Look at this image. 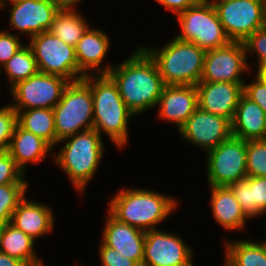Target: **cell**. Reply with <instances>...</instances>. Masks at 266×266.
I'll return each mask as SVG.
<instances>
[{
  "label": "cell",
  "mask_w": 266,
  "mask_h": 266,
  "mask_svg": "<svg viewBox=\"0 0 266 266\" xmlns=\"http://www.w3.org/2000/svg\"><path fill=\"white\" fill-rule=\"evenodd\" d=\"M108 75L135 117L157 106L165 86L156 63L141 46L135 48L129 58L113 66Z\"/></svg>",
  "instance_id": "obj_1"
},
{
  "label": "cell",
  "mask_w": 266,
  "mask_h": 266,
  "mask_svg": "<svg viewBox=\"0 0 266 266\" xmlns=\"http://www.w3.org/2000/svg\"><path fill=\"white\" fill-rule=\"evenodd\" d=\"M83 80L93 95V128L121 149L129 141L128 124L134 118L108 74L87 75ZM103 132V133H102Z\"/></svg>",
  "instance_id": "obj_2"
},
{
  "label": "cell",
  "mask_w": 266,
  "mask_h": 266,
  "mask_svg": "<svg viewBox=\"0 0 266 266\" xmlns=\"http://www.w3.org/2000/svg\"><path fill=\"white\" fill-rule=\"evenodd\" d=\"M177 200L167 194L142 188L120 190L109 202L107 211L118 221L144 232L155 230L176 210Z\"/></svg>",
  "instance_id": "obj_3"
},
{
  "label": "cell",
  "mask_w": 266,
  "mask_h": 266,
  "mask_svg": "<svg viewBox=\"0 0 266 266\" xmlns=\"http://www.w3.org/2000/svg\"><path fill=\"white\" fill-rule=\"evenodd\" d=\"M64 141L66 144L56 155L53 154L56 166L61 167L75 190L82 194L103 158L102 136L93 128L67 137L58 144Z\"/></svg>",
  "instance_id": "obj_4"
},
{
  "label": "cell",
  "mask_w": 266,
  "mask_h": 266,
  "mask_svg": "<svg viewBox=\"0 0 266 266\" xmlns=\"http://www.w3.org/2000/svg\"><path fill=\"white\" fill-rule=\"evenodd\" d=\"M141 47L154 60L164 85H197L200 82L206 50L176 37L161 48Z\"/></svg>",
  "instance_id": "obj_5"
},
{
  "label": "cell",
  "mask_w": 266,
  "mask_h": 266,
  "mask_svg": "<svg viewBox=\"0 0 266 266\" xmlns=\"http://www.w3.org/2000/svg\"><path fill=\"white\" fill-rule=\"evenodd\" d=\"M57 144L82 131L93 129V95L83 80L69 82L53 108Z\"/></svg>",
  "instance_id": "obj_6"
},
{
  "label": "cell",
  "mask_w": 266,
  "mask_h": 266,
  "mask_svg": "<svg viewBox=\"0 0 266 266\" xmlns=\"http://www.w3.org/2000/svg\"><path fill=\"white\" fill-rule=\"evenodd\" d=\"M176 17L181 31L175 37L182 41L192 42L206 51L231 42L212 2L199 0Z\"/></svg>",
  "instance_id": "obj_7"
},
{
  "label": "cell",
  "mask_w": 266,
  "mask_h": 266,
  "mask_svg": "<svg viewBox=\"0 0 266 266\" xmlns=\"http://www.w3.org/2000/svg\"><path fill=\"white\" fill-rule=\"evenodd\" d=\"M28 45L40 72L58 75L70 82L83 79L79 74L74 47L64 43L50 31L36 34L30 39Z\"/></svg>",
  "instance_id": "obj_8"
},
{
  "label": "cell",
  "mask_w": 266,
  "mask_h": 266,
  "mask_svg": "<svg viewBox=\"0 0 266 266\" xmlns=\"http://www.w3.org/2000/svg\"><path fill=\"white\" fill-rule=\"evenodd\" d=\"M207 154L209 186H226L247 177L246 141L231 135Z\"/></svg>",
  "instance_id": "obj_9"
},
{
  "label": "cell",
  "mask_w": 266,
  "mask_h": 266,
  "mask_svg": "<svg viewBox=\"0 0 266 266\" xmlns=\"http://www.w3.org/2000/svg\"><path fill=\"white\" fill-rule=\"evenodd\" d=\"M64 77L38 71L11 88L12 107L18 112L36 108L53 109L69 84Z\"/></svg>",
  "instance_id": "obj_10"
},
{
  "label": "cell",
  "mask_w": 266,
  "mask_h": 266,
  "mask_svg": "<svg viewBox=\"0 0 266 266\" xmlns=\"http://www.w3.org/2000/svg\"><path fill=\"white\" fill-rule=\"evenodd\" d=\"M266 0H215L212 2L219 21L232 42H243L263 28Z\"/></svg>",
  "instance_id": "obj_11"
},
{
  "label": "cell",
  "mask_w": 266,
  "mask_h": 266,
  "mask_svg": "<svg viewBox=\"0 0 266 266\" xmlns=\"http://www.w3.org/2000/svg\"><path fill=\"white\" fill-rule=\"evenodd\" d=\"M243 42L206 51L200 82L245 83L244 72L251 71Z\"/></svg>",
  "instance_id": "obj_12"
},
{
  "label": "cell",
  "mask_w": 266,
  "mask_h": 266,
  "mask_svg": "<svg viewBox=\"0 0 266 266\" xmlns=\"http://www.w3.org/2000/svg\"><path fill=\"white\" fill-rule=\"evenodd\" d=\"M192 250L176 233L161 231L160 228L148 230L142 266H193Z\"/></svg>",
  "instance_id": "obj_13"
},
{
  "label": "cell",
  "mask_w": 266,
  "mask_h": 266,
  "mask_svg": "<svg viewBox=\"0 0 266 266\" xmlns=\"http://www.w3.org/2000/svg\"><path fill=\"white\" fill-rule=\"evenodd\" d=\"M178 131L183 140L206 150V153L232 135L228 119L199 107Z\"/></svg>",
  "instance_id": "obj_14"
},
{
  "label": "cell",
  "mask_w": 266,
  "mask_h": 266,
  "mask_svg": "<svg viewBox=\"0 0 266 266\" xmlns=\"http://www.w3.org/2000/svg\"><path fill=\"white\" fill-rule=\"evenodd\" d=\"M11 4L9 23L13 29L29 35L49 31L53 18L59 10L51 0H9L0 2V9Z\"/></svg>",
  "instance_id": "obj_15"
},
{
  "label": "cell",
  "mask_w": 266,
  "mask_h": 266,
  "mask_svg": "<svg viewBox=\"0 0 266 266\" xmlns=\"http://www.w3.org/2000/svg\"><path fill=\"white\" fill-rule=\"evenodd\" d=\"M244 83L199 82L196 85L198 107L232 122Z\"/></svg>",
  "instance_id": "obj_16"
},
{
  "label": "cell",
  "mask_w": 266,
  "mask_h": 266,
  "mask_svg": "<svg viewBox=\"0 0 266 266\" xmlns=\"http://www.w3.org/2000/svg\"><path fill=\"white\" fill-rule=\"evenodd\" d=\"M162 120L176 124L179 130L198 108V93L195 85H165L157 107Z\"/></svg>",
  "instance_id": "obj_17"
},
{
  "label": "cell",
  "mask_w": 266,
  "mask_h": 266,
  "mask_svg": "<svg viewBox=\"0 0 266 266\" xmlns=\"http://www.w3.org/2000/svg\"><path fill=\"white\" fill-rule=\"evenodd\" d=\"M109 48L108 34L100 29L89 27L74 47L79 74L83 78L91 74H108L113 65L107 64L103 68L101 65L108 55Z\"/></svg>",
  "instance_id": "obj_18"
},
{
  "label": "cell",
  "mask_w": 266,
  "mask_h": 266,
  "mask_svg": "<svg viewBox=\"0 0 266 266\" xmlns=\"http://www.w3.org/2000/svg\"><path fill=\"white\" fill-rule=\"evenodd\" d=\"M107 214L102 242L142 266L146 232L118 221L109 212Z\"/></svg>",
  "instance_id": "obj_19"
},
{
  "label": "cell",
  "mask_w": 266,
  "mask_h": 266,
  "mask_svg": "<svg viewBox=\"0 0 266 266\" xmlns=\"http://www.w3.org/2000/svg\"><path fill=\"white\" fill-rule=\"evenodd\" d=\"M54 217L51 207L25 197L12 213L10 223L36 240L52 232Z\"/></svg>",
  "instance_id": "obj_20"
},
{
  "label": "cell",
  "mask_w": 266,
  "mask_h": 266,
  "mask_svg": "<svg viewBox=\"0 0 266 266\" xmlns=\"http://www.w3.org/2000/svg\"><path fill=\"white\" fill-rule=\"evenodd\" d=\"M231 133L245 141L266 139V114L244 93L239 99L231 122Z\"/></svg>",
  "instance_id": "obj_21"
},
{
  "label": "cell",
  "mask_w": 266,
  "mask_h": 266,
  "mask_svg": "<svg viewBox=\"0 0 266 266\" xmlns=\"http://www.w3.org/2000/svg\"><path fill=\"white\" fill-rule=\"evenodd\" d=\"M211 190V209L216 223L227 231H242L246 220L250 219L242 210L239 202L226 186H209Z\"/></svg>",
  "instance_id": "obj_22"
},
{
  "label": "cell",
  "mask_w": 266,
  "mask_h": 266,
  "mask_svg": "<svg viewBox=\"0 0 266 266\" xmlns=\"http://www.w3.org/2000/svg\"><path fill=\"white\" fill-rule=\"evenodd\" d=\"M53 151V148L41 137L16 125L8 152L24 174L27 163L38 164L45 160L48 153L51 152L52 156Z\"/></svg>",
  "instance_id": "obj_23"
},
{
  "label": "cell",
  "mask_w": 266,
  "mask_h": 266,
  "mask_svg": "<svg viewBox=\"0 0 266 266\" xmlns=\"http://www.w3.org/2000/svg\"><path fill=\"white\" fill-rule=\"evenodd\" d=\"M228 187L249 218L266 212V177H246Z\"/></svg>",
  "instance_id": "obj_24"
},
{
  "label": "cell",
  "mask_w": 266,
  "mask_h": 266,
  "mask_svg": "<svg viewBox=\"0 0 266 266\" xmlns=\"http://www.w3.org/2000/svg\"><path fill=\"white\" fill-rule=\"evenodd\" d=\"M223 266H266V241L224 240Z\"/></svg>",
  "instance_id": "obj_25"
},
{
  "label": "cell",
  "mask_w": 266,
  "mask_h": 266,
  "mask_svg": "<svg viewBox=\"0 0 266 266\" xmlns=\"http://www.w3.org/2000/svg\"><path fill=\"white\" fill-rule=\"evenodd\" d=\"M17 124L45 140L52 148L57 146L53 109L36 108L17 112Z\"/></svg>",
  "instance_id": "obj_26"
},
{
  "label": "cell",
  "mask_w": 266,
  "mask_h": 266,
  "mask_svg": "<svg viewBox=\"0 0 266 266\" xmlns=\"http://www.w3.org/2000/svg\"><path fill=\"white\" fill-rule=\"evenodd\" d=\"M34 241L9 222L0 240V252L18 258L25 264L36 263L41 259L35 252Z\"/></svg>",
  "instance_id": "obj_27"
},
{
  "label": "cell",
  "mask_w": 266,
  "mask_h": 266,
  "mask_svg": "<svg viewBox=\"0 0 266 266\" xmlns=\"http://www.w3.org/2000/svg\"><path fill=\"white\" fill-rule=\"evenodd\" d=\"M78 10H58L55 14L50 32L64 43L76 46L83 34L89 28L84 16Z\"/></svg>",
  "instance_id": "obj_28"
},
{
  "label": "cell",
  "mask_w": 266,
  "mask_h": 266,
  "mask_svg": "<svg viewBox=\"0 0 266 266\" xmlns=\"http://www.w3.org/2000/svg\"><path fill=\"white\" fill-rule=\"evenodd\" d=\"M2 69L9 79L8 82L11 83L10 89L19 81L29 79L39 71L34 54L28 44L19 48Z\"/></svg>",
  "instance_id": "obj_29"
},
{
  "label": "cell",
  "mask_w": 266,
  "mask_h": 266,
  "mask_svg": "<svg viewBox=\"0 0 266 266\" xmlns=\"http://www.w3.org/2000/svg\"><path fill=\"white\" fill-rule=\"evenodd\" d=\"M27 182L8 183L0 186V221L10 222L12 213L26 197Z\"/></svg>",
  "instance_id": "obj_30"
},
{
  "label": "cell",
  "mask_w": 266,
  "mask_h": 266,
  "mask_svg": "<svg viewBox=\"0 0 266 266\" xmlns=\"http://www.w3.org/2000/svg\"><path fill=\"white\" fill-rule=\"evenodd\" d=\"M247 177H266V139L246 141Z\"/></svg>",
  "instance_id": "obj_31"
},
{
  "label": "cell",
  "mask_w": 266,
  "mask_h": 266,
  "mask_svg": "<svg viewBox=\"0 0 266 266\" xmlns=\"http://www.w3.org/2000/svg\"><path fill=\"white\" fill-rule=\"evenodd\" d=\"M17 125V111L12 105L0 107V153L7 152Z\"/></svg>",
  "instance_id": "obj_32"
},
{
  "label": "cell",
  "mask_w": 266,
  "mask_h": 266,
  "mask_svg": "<svg viewBox=\"0 0 266 266\" xmlns=\"http://www.w3.org/2000/svg\"><path fill=\"white\" fill-rule=\"evenodd\" d=\"M246 59L251 53L257 56V69L266 64V30L264 28L256 30L243 41Z\"/></svg>",
  "instance_id": "obj_33"
},
{
  "label": "cell",
  "mask_w": 266,
  "mask_h": 266,
  "mask_svg": "<svg viewBox=\"0 0 266 266\" xmlns=\"http://www.w3.org/2000/svg\"><path fill=\"white\" fill-rule=\"evenodd\" d=\"M23 171L16 165L10 153H0V186L8 183L27 182Z\"/></svg>",
  "instance_id": "obj_34"
},
{
  "label": "cell",
  "mask_w": 266,
  "mask_h": 266,
  "mask_svg": "<svg viewBox=\"0 0 266 266\" xmlns=\"http://www.w3.org/2000/svg\"><path fill=\"white\" fill-rule=\"evenodd\" d=\"M20 34L14 35L9 31L0 32V67L2 68L7 61L15 55L17 50L24 44L21 43Z\"/></svg>",
  "instance_id": "obj_35"
},
{
  "label": "cell",
  "mask_w": 266,
  "mask_h": 266,
  "mask_svg": "<svg viewBox=\"0 0 266 266\" xmlns=\"http://www.w3.org/2000/svg\"><path fill=\"white\" fill-rule=\"evenodd\" d=\"M98 245L101 266H139L134 260L123 257L120 252L106 246L102 241Z\"/></svg>",
  "instance_id": "obj_36"
},
{
  "label": "cell",
  "mask_w": 266,
  "mask_h": 266,
  "mask_svg": "<svg viewBox=\"0 0 266 266\" xmlns=\"http://www.w3.org/2000/svg\"><path fill=\"white\" fill-rule=\"evenodd\" d=\"M256 80L244 83L243 93L256 102L266 114V84L256 75Z\"/></svg>",
  "instance_id": "obj_37"
},
{
  "label": "cell",
  "mask_w": 266,
  "mask_h": 266,
  "mask_svg": "<svg viewBox=\"0 0 266 266\" xmlns=\"http://www.w3.org/2000/svg\"><path fill=\"white\" fill-rule=\"evenodd\" d=\"M157 3L162 5L166 10L172 11L174 16L190 8L192 5L197 3L199 0H155Z\"/></svg>",
  "instance_id": "obj_38"
},
{
  "label": "cell",
  "mask_w": 266,
  "mask_h": 266,
  "mask_svg": "<svg viewBox=\"0 0 266 266\" xmlns=\"http://www.w3.org/2000/svg\"><path fill=\"white\" fill-rule=\"evenodd\" d=\"M26 264L18 258L11 257L0 252V266H25Z\"/></svg>",
  "instance_id": "obj_39"
},
{
  "label": "cell",
  "mask_w": 266,
  "mask_h": 266,
  "mask_svg": "<svg viewBox=\"0 0 266 266\" xmlns=\"http://www.w3.org/2000/svg\"><path fill=\"white\" fill-rule=\"evenodd\" d=\"M59 10H73V6H76L82 0H51Z\"/></svg>",
  "instance_id": "obj_40"
},
{
  "label": "cell",
  "mask_w": 266,
  "mask_h": 266,
  "mask_svg": "<svg viewBox=\"0 0 266 266\" xmlns=\"http://www.w3.org/2000/svg\"><path fill=\"white\" fill-rule=\"evenodd\" d=\"M256 75L266 84V64L258 68Z\"/></svg>",
  "instance_id": "obj_41"
},
{
  "label": "cell",
  "mask_w": 266,
  "mask_h": 266,
  "mask_svg": "<svg viewBox=\"0 0 266 266\" xmlns=\"http://www.w3.org/2000/svg\"><path fill=\"white\" fill-rule=\"evenodd\" d=\"M9 222L0 221V240L3 236L4 230Z\"/></svg>",
  "instance_id": "obj_42"
},
{
  "label": "cell",
  "mask_w": 266,
  "mask_h": 266,
  "mask_svg": "<svg viewBox=\"0 0 266 266\" xmlns=\"http://www.w3.org/2000/svg\"><path fill=\"white\" fill-rule=\"evenodd\" d=\"M263 28L266 30V2L264 5Z\"/></svg>",
  "instance_id": "obj_43"
},
{
  "label": "cell",
  "mask_w": 266,
  "mask_h": 266,
  "mask_svg": "<svg viewBox=\"0 0 266 266\" xmlns=\"http://www.w3.org/2000/svg\"><path fill=\"white\" fill-rule=\"evenodd\" d=\"M25 266H45V263H43L42 261H39V262L32 263V264H26Z\"/></svg>",
  "instance_id": "obj_44"
},
{
  "label": "cell",
  "mask_w": 266,
  "mask_h": 266,
  "mask_svg": "<svg viewBox=\"0 0 266 266\" xmlns=\"http://www.w3.org/2000/svg\"><path fill=\"white\" fill-rule=\"evenodd\" d=\"M202 1L213 2V1H215V0H202Z\"/></svg>",
  "instance_id": "obj_45"
}]
</instances>
